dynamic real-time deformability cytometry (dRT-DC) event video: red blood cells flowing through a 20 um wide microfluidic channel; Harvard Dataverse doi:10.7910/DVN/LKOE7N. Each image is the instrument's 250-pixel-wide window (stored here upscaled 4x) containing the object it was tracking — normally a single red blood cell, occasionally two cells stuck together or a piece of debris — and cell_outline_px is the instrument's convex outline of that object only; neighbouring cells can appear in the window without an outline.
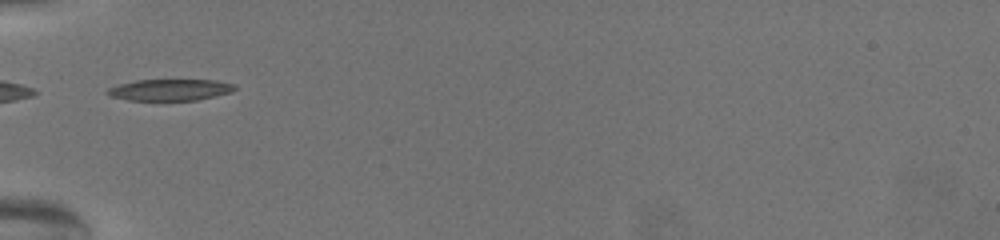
{"species": "common noctule bat (a hibernating species)", "species_latin": "Nyctalus noctula", "temperature_condition": "warm", "stored_images_in_passage": 44, "camera_frame_rate_fps": 3000, "um_per_image_px": 0.085, "animal": {"sex": "female", "body_mass_g": 19.5, "forearm_length_mm": 54.1}, "frame": {"image": 1, "passage_image": 1, "time_ms": 0.0, "image_size_px": [1000, 240], "cell_outline_px": [[236, 88], [232, 92], [196, 100], [128, 100], [108, 96], [104, 92], [108, 88], [120, 84], [136, 80], [216, 80], [236, 84]], "centroid_in_image_um": [14.44, 7.63], "position_along_channel_um": 70.6, "area_um2": 15.95}}
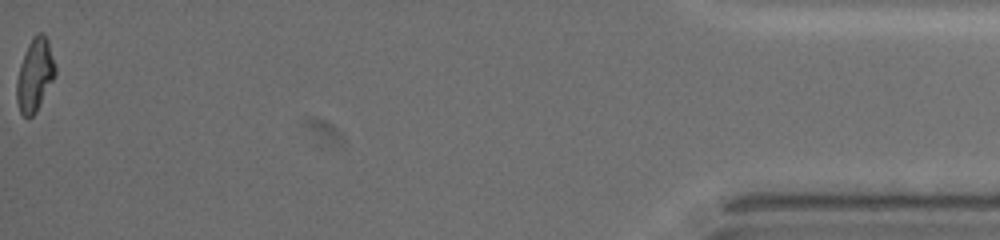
{"frame": {"image": 2, "passage_image": 44, "time_ms": 14.333, "image_size_px": [1000, 240], "cell_outline_px": [[56, 76], [36, 112], [28, 120], [20, 112], [16, 100], [16, 80], [20, 64], [28, 44], [32, 36], [36, 32], [44, 32], [48, 40], [56, 64]], "centroid_in_image_um": [2.97, 6.36], "position_along_channel_um": 432.2, "area_um2": 16.82}, "authors_computed_cell_mechanics": {"area_um2": 16.5886, "velocity_mm_per_s": 3.1358, "shape_relaxation_time_tau1_ms": null, "shape_relaxation_time_tau2_ms": 2.2585, "deformation_change_tau1": null, "deformation_change_tau2": 0.0825}}